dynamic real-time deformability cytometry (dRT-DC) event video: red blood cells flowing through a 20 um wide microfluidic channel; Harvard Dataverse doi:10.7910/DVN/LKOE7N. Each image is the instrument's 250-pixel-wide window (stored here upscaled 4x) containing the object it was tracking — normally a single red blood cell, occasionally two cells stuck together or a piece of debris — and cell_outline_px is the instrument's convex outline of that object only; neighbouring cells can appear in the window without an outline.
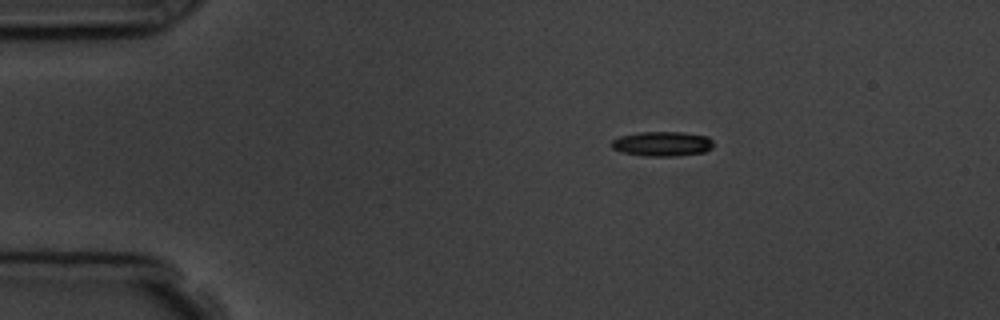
{"species": "common noctule bat (a hibernating species)", "species_latin": "Nyctalus noctula", "temperature_condition": "room temperature", "stored_images_in_passage": 6, "camera_frame_rate_fps": 3000, "um_per_image_px": 0.085, "animal": {"sex": "male", "body_mass_g": 19.5, "forearm_length_mm": 54.6}, "frame": {"image": 1, "passage_image": 3, "time_ms": 2.333, "image_size_px": [1000, 320], "cell_outline_px": [[716, 144], [712, 148], [704, 152], [676, 156], [648, 156], [620, 152], [612, 148], [612, 140], [620, 136], [636, 132], [684, 132], [708, 136]], "centroid_in_image_um": [56.32, 12.22], "position_along_channel_um": 28.7, "area_um2": 14.85}}
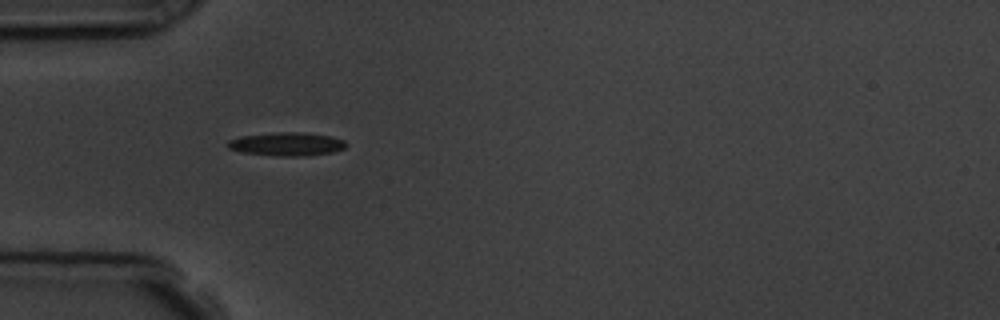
{"frame": {"image": 2, "passage_image": 5, "time_ms": 4.667, "image_size_px": [1000, 320], "cell_outline_px": [[348, 144], [344, 148], [332, 152], [304, 156], [280, 156], [240, 152], [228, 148], [228, 140], [240, 136], [280, 132], [300, 132], [332, 136], [344, 140]], "centroid_in_image_um": [24.38, 12.24], "position_along_channel_um": 60.6, "area_um2": 16.13}}